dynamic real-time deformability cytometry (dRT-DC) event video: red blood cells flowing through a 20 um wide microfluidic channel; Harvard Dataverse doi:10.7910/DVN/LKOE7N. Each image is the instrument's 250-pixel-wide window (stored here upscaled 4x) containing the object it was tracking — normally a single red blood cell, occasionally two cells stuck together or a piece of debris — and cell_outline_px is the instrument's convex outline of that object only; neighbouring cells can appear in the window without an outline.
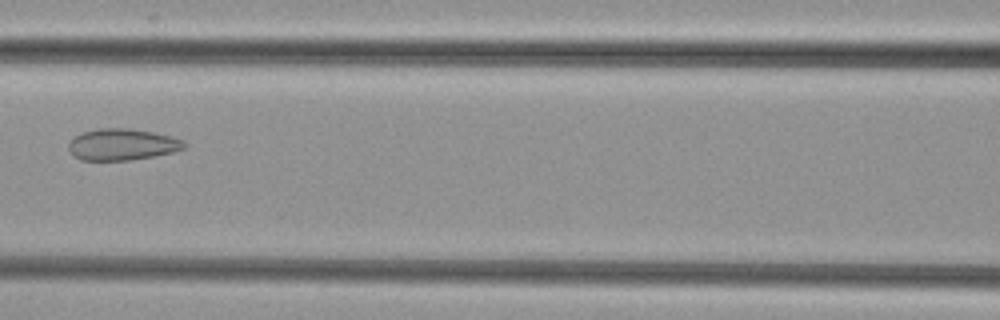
{"species": "common noctule bat (a hibernating species)", "species_latin": "Nyctalus noctula", "temperature_condition": "cold", "stored_images_in_passage": 6, "camera_frame_rate_fps": 3000, "um_per_image_px": 0.085, "animal": {"sex": "female", "body_mass_g": 29.2, "forearm_length_mm": 56.3}, "frame": {"image": 1, "passage_image": 5, "time_ms": 1.333, "image_size_px": [1000, 320], "cell_outline_px": [[188, 144], [184, 148], [172, 152], [132, 160], [80, 160], [68, 148], [68, 144], [76, 136], [84, 132], [96, 128], [128, 128], [152, 132], [172, 136], [184, 140]], "centroid_in_image_um": [10.42, 12.27], "position_along_channel_um": 156.2, "area_um2": 21.1}}
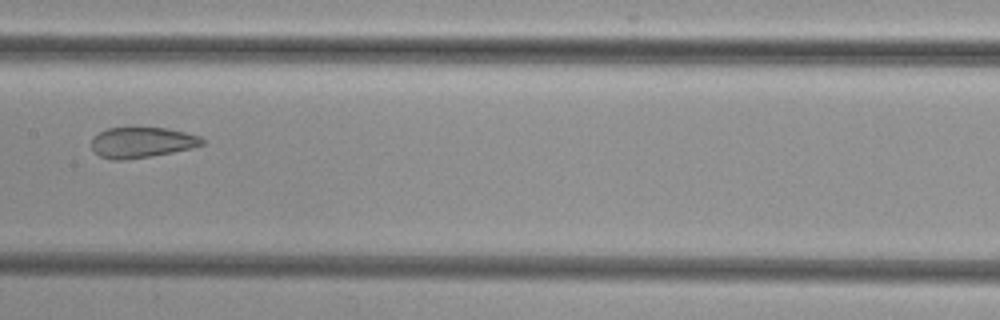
{"frame": {"image": 2, "passage_image": 6, "time_ms": 1.667, "image_size_px": [1000, 320], "cell_outline_px": [[204, 144], [192, 148], [152, 156], [124, 160], [112, 160], [100, 156], [92, 148], [92, 136], [108, 128], [168, 128], [200, 136], [204, 140]], "centroid_in_image_um": [12.06, 12.11], "position_along_channel_um": 195.3, "area_um2": 19.65}}